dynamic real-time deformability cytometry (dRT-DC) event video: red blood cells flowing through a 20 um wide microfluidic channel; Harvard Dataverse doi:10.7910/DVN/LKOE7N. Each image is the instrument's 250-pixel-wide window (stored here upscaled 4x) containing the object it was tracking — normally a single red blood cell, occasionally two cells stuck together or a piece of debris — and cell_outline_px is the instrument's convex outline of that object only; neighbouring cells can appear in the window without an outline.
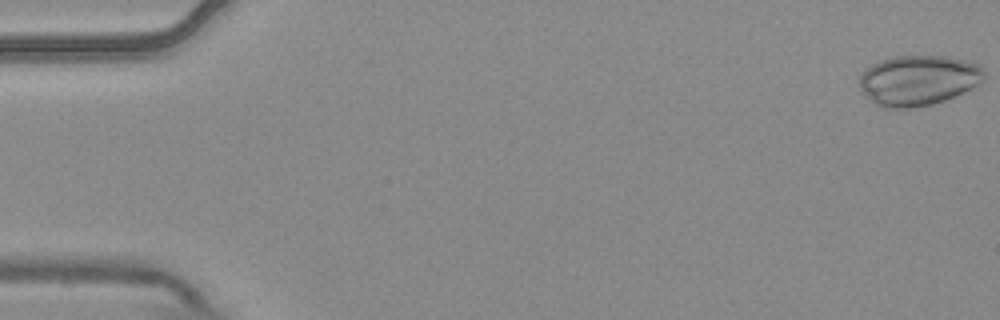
{"species": "common noctule bat (a hibernating species)", "species_latin": "Nyctalus noctula", "temperature_condition": "warm", "stored_images_in_passage": 7, "camera_frame_rate_fps": 3000, "um_per_image_px": 0.085, "animal": {"sex": "male", "body_mass_g": 20.4}, "frame": {"image": 1, "passage_image": 1, "time_ms": 0.0, "image_size_px": [1000, 320], "cell_outline_px": [[984, 80], [980, 84], [972, 88], [944, 100], [932, 104], [912, 108], [884, 108], [876, 104], [864, 96], [860, 88], [860, 76], [872, 64], [880, 60], [892, 56], [948, 56], [980, 64], [984, 72]], "centroid_in_image_um": [78.06, 6.82], "position_along_channel_um": 6.9, "area_um2": 36.65}}
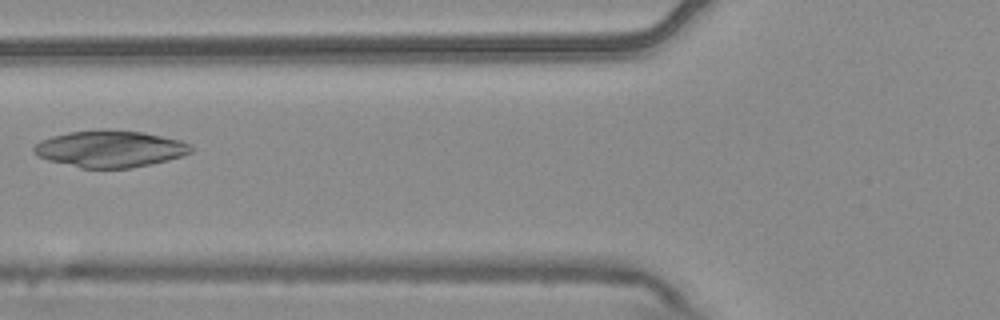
{"frame": {"image": 2, "passage_image": 6, "time_ms": 1.667, "image_size_px": [1000, 320], "cell_outline_px": [[192, 152], [168, 160], [128, 168], [80, 168], [48, 160], [40, 156], [32, 148], [40, 140], [52, 136], [68, 132], [104, 128], [140, 132], [180, 140], [188, 144], [192, 148]], "centroid_in_image_um": [9.32, 12.64], "position_along_channel_um": 116.5, "area_um2": 33.41}}
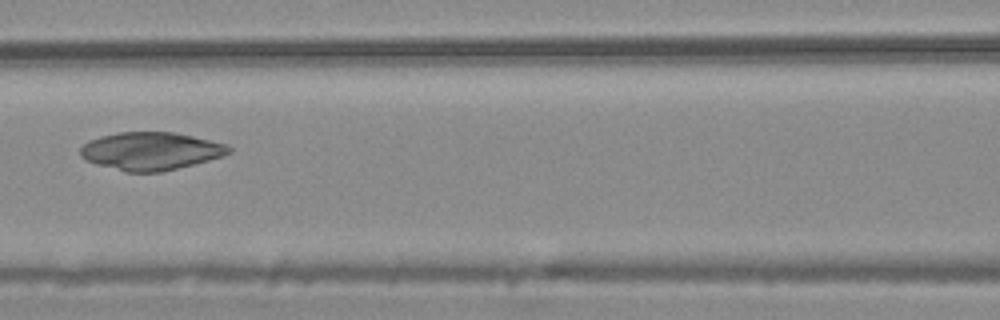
{"frame": {"image": 3, "passage_image": 7, "time_ms": 2.0, "image_size_px": [1000, 320], "cell_outline_px": [[232, 152], [224, 156], [160, 172], [124, 172], [96, 164], [84, 160], [80, 156], [80, 148], [88, 140], [100, 136], [116, 132], [176, 132], [228, 144], [232, 148]], "centroid_in_image_um": [12.8, 12.83], "position_along_channel_um": 153.8, "area_um2": 33.0}}